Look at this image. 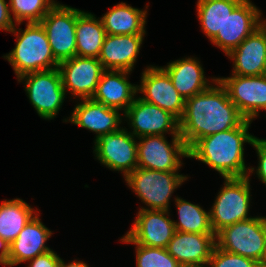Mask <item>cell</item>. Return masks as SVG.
<instances>
[{"mask_svg":"<svg viewBox=\"0 0 266 267\" xmlns=\"http://www.w3.org/2000/svg\"><path fill=\"white\" fill-rule=\"evenodd\" d=\"M216 246L262 263L266 249V217H252L220 230Z\"/></svg>","mask_w":266,"mask_h":267,"instance_id":"cell-6","label":"cell"},{"mask_svg":"<svg viewBox=\"0 0 266 267\" xmlns=\"http://www.w3.org/2000/svg\"><path fill=\"white\" fill-rule=\"evenodd\" d=\"M16 26L10 13L9 4L5 0H0V30L11 31Z\"/></svg>","mask_w":266,"mask_h":267,"instance_id":"cell-34","label":"cell"},{"mask_svg":"<svg viewBox=\"0 0 266 267\" xmlns=\"http://www.w3.org/2000/svg\"><path fill=\"white\" fill-rule=\"evenodd\" d=\"M227 56L234 61L231 75L260 76L266 74V21Z\"/></svg>","mask_w":266,"mask_h":267,"instance_id":"cell-18","label":"cell"},{"mask_svg":"<svg viewBox=\"0 0 266 267\" xmlns=\"http://www.w3.org/2000/svg\"><path fill=\"white\" fill-rule=\"evenodd\" d=\"M59 267H89L86 263L83 261H73L71 263L66 264L63 259H61Z\"/></svg>","mask_w":266,"mask_h":267,"instance_id":"cell-35","label":"cell"},{"mask_svg":"<svg viewBox=\"0 0 266 267\" xmlns=\"http://www.w3.org/2000/svg\"><path fill=\"white\" fill-rule=\"evenodd\" d=\"M10 11L17 25L24 20L27 23L40 22L57 3L54 0H9Z\"/></svg>","mask_w":266,"mask_h":267,"instance_id":"cell-29","label":"cell"},{"mask_svg":"<svg viewBox=\"0 0 266 267\" xmlns=\"http://www.w3.org/2000/svg\"><path fill=\"white\" fill-rule=\"evenodd\" d=\"M215 236L176 231L166 250L182 267H208Z\"/></svg>","mask_w":266,"mask_h":267,"instance_id":"cell-17","label":"cell"},{"mask_svg":"<svg viewBox=\"0 0 266 267\" xmlns=\"http://www.w3.org/2000/svg\"><path fill=\"white\" fill-rule=\"evenodd\" d=\"M17 35L15 48L4 55L12 65L17 79L25 74L58 68L45 29L40 22L26 23V29L13 28Z\"/></svg>","mask_w":266,"mask_h":267,"instance_id":"cell-3","label":"cell"},{"mask_svg":"<svg viewBox=\"0 0 266 267\" xmlns=\"http://www.w3.org/2000/svg\"><path fill=\"white\" fill-rule=\"evenodd\" d=\"M243 0H198L197 12L205 35L211 40L221 31L228 15Z\"/></svg>","mask_w":266,"mask_h":267,"instance_id":"cell-27","label":"cell"},{"mask_svg":"<svg viewBox=\"0 0 266 267\" xmlns=\"http://www.w3.org/2000/svg\"><path fill=\"white\" fill-rule=\"evenodd\" d=\"M147 11L119 3L100 19L106 34L110 35H145Z\"/></svg>","mask_w":266,"mask_h":267,"instance_id":"cell-24","label":"cell"},{"mask_svg":"<svg viewBox=\"0 0 266 267\" xmlns=\"http://www.w3.org/2000/svg\"><path fill=\"white\" fill-rule=\"evenodd\" d=\"M179 222L173 221L176 231L185 233L214 234L210 222V211L180 197L175 198Z\"/></svg>","mask_w":266,"mask_h":267,"instance_id":"cell-28","label":"cell"},{"mask_svg":"<svg viewBox=\"0 0 266 267\" xmlns=\"http://www.w3.org/2000/svg\"><path fill=\"white\" fill-rule=\"evenodd\" d=\"M119 111L121 110L105 106L92 98L82 99L80 103L76 104L69 120L65 119L64 122H71L95 132L97 134L95 140H97L104 134L121 129L119 125L122 122V116Z\"/></svg>","mask_w":266,"mask_h":267,"instance_id":"cell-19","label":"cell"},{"mask_svg":"<svg viewBox=\"0 0 266 267\" xmlns=\"http://www.w3.org/2000/svg\"><path fill=\"white\" fill-rule=\"evenodd\" d=\"M260 265H261V267H266V249H265V254H264V257H263V261H262V263Z\"/></svg>","mask_w":266,"mask_h":267,"instance_id":"cell-37","label":"cell"},{"mask_svg":"<svg viewBox=\"0 0 266 267\" xmlns=\"http://www.w3.org/2000/svg\"><path fill=\"white\" fill-rule=\"evenodd\" d=\"M34 211L19 198L3 201L0 204V243L7 248L35 216Z\"/></svg>","mask_w":266,"mask_h":267,"instance_id":"cell-26","label":"cell"},{"mask_svg":"<svg viewBox=\"0 0 266 267\" xmlns=\"http://www.w3.org/2000/svg\"><path fill=\"white\" fill-rule=\"evenodd\" d=\"M137 167L157 171H178L183 164L180 157H189L188 147L180 135H172L169 144L165 135L137 138Z\"/></svg>","mask_w":266,"mask_h":267,"instance_id":"cell-8","label":"cell"},{"mask_svg":"<svg viewBox=\"0 0 266 267\" xmlns=\"http://www.w3.org/2000/svg\"><path fill=\"white\" fill-rule=\"evenodd\" d=\"M261 14L250 0H243L232 14L228 15L222 30L218 31L210 41L228 55L260 27Z\"/></svg>","mask_w":266,"mask_h":267,"instance_id":"cell-15","label":"cell"},{"mask_svg":"<svg viewBox=\"0 0 266 267\" xmlns=\"http://www.w3.org/2000/svg\"><path fill=\"white\" fill-rule=\"evenodd\" d=\"M250 124L245 119L236 128L198 139L188 149V158L202 161L223 178L249 176L254 168H246L243 146L246 142L251 145L255 138L248 132Z\"/></svg>","mask_w":266,"mask_h":267,"instance_id":"cell-2","label":"cell"},{"mask_svg":"<svg viewBox=\"0 0 266 267\" xmlns=\"http://www.w3.org/2000/svg\"><path fill=\"white\" fill-rule=\"evenodd\" d=\"M186 179H188L187 176L177 171H157L140 167L125 177L128 186L147 205V208L141 207L140 209L167 211H169L172 193Z\"/></svg>","mask_w":266,"mask_h":267,"instance_id":"cell-4","label":"cell"},{"mask_svg":"<svg viewBox=\"0 0 266 267\" xmlns=\"http://www.w3.org/2000/svg\"><path fill=\"white\" fill-rule=\"evenodd\" d=\"M217 79L226 88L230 100L246 120L252 121L259 115L260 110H266V74L231 75Z\"/></svg>","mask_w":266,"mask_h":267,"instance_id":"cell-13","label":"cell"},{"mask_svg":"<svg viewBox=\"0 0 266 267\" xmlns=\"http://www.w3.org/2000/svg\"><path fill=\"white\" fill-rule=\"evenodd\" d=\"M120 241L136 245V267H182L166 248L138 245L126 235Z\"/></svg>","mask_w":266,"mask_h":267,"instance_id":"cell-30","label":"cell"},{"mask_svg":"<svg viewBox=\"0 0 266 267\" xmlns=\"http://www.w3.org/2000/svg\"><path fill=\"white\" fill-rule=\"evenodd\" d=\"M0 264L4 265V266H8L7 263V257H6V247L0 243Z\"/></svg>","mask_w":266,"mask_h":267,"instance_id":"cell-36","label":"cell"},{"mask_svg":"<svg viewBox=\"0 0 266 267\" xmlns=\"http://www.w3.org/2000/svg\"><path fill=\"white\" fill-rule=\"evenodd\" d=\"M128 74L125 70H104L92 99L125 112L134 102L138 86L128 81Z\"/></svg>","mask_w":266,"mask_h":267,"instance_id":"cell-22","label":"cell"},{"mask_svg":"<svg viewBox=\"0 0 266 267\" xmlns=\"http://www.w3.org/2000/svg\"><path fill=\"white\" fill-rule=\"evenodd\" d=\"M126 128L102 135L95 140L94 153L107 168L123 172L124 178L137 168V140Z\"/></svg>","mask_w":266,"mask_h":267,"instance_id":"cell-10","label":"cell"},{"mask_svg":"<svg viewBox=\"0 0 266 267\" xmlns=\"http://www.w3.org/2000/svg\"><path fill=\"white\" fill-rule=\"evenodd\" d=\"M169 216L167 210L140 209L134 225L125 235L138 245L166 248L176 232Z\"/></svg>","mask_w":266,"mask_h":267,"instance_id":"cell-16","label":"cell"},{"mask_svg":"<svg viewBox=\"0 0 266 267\" xmlns=\"http://www.w3.org/2000/svg\"><path fill=\"white\" fill-rule=\"evenodd\" d=\"M101 19L77 9L76 55L98 58L106 37Z\"/></svg>","mask_w":266,"mask_h":267,"instance_id":"cell-25","label":"cell"},{"mask_svg":"<svg viewBox=\"0 0 266 267\" xmlns=\"http://www.w3.org/2000/svg\"><path fill=\"white\" fill-rule=\"evenodd\" d=\"M251 145L256 149L259 159L256 175L266 185V139L255 137Z\"/></svg>","mask_w":266,"mask_h":267,"instance_id":"cell-32","label":"cell"},{"mask_svg":"<svg viewBox=\"0 0 266 267\" xmlns=\"http://www.w3.org/2000/svg\"><path fill=\"white\" fill-rule=\"evenodd\" d=\"M58 70L65 92H71L80 100L92 98L104 71L98 58L77 55L60 62Z\"/></svg>","mask_w":266,"mask_h":267,"instance_id":"cell-14","label":"cell"},{"mask_svg":"<svg viewBox=\"0 0 266 267\" xmlns=\"http://www.w3.org/2000/svg\"><path fill=\"white\" fill-rule=\"evenodd\" d=\"M23 80L30 103L40 118L54 119L66 95L58 68L31 72L18 78L19 83Z\"/></svg>","mask_w":266,"mask_h":267,"instance_id":"cell-7","label":"cell"},{"mask_svg":"<svg viewBox=\"0 0 266 267\" xmlns=\"http://www.w3.org/2000/svg\"><path fill=\"white\" fill-rule=\"evenodd\" d=\"M61 258L53 250L36 256L29 260L28 267H59Z\"/></svg>","mask_w":266,"mask_h":267,"instance_id":"cell-33","label":"cell"},{"mask_svg":"<svg viewBox=\"0 0 266 267\" xmlns=\"http://www.w3.org/2000/svg\"><path fill=\"white\" fill-rule=\"evenodd\" d=\"M210 265V266H209ZM209 267H261L260 263L248 257H243L239 254L224 251L214 246Z\"/></svg>","mask_w":266,"mask_h":267,"instance_id":"cell-31","label":"cell"},{"mask_svg":"<svg viewBox=\"0 0 266 267\" xmlns=\"http://www.w3.org/2000/svg\"><path fill=\"white\" fill-rule=\"evenodd\" d=\"M144 35L107 34L98 60L104 70H125L131 72L140 52Z\"/></svg>","mask_w":266,"mask_h":267,"instance_id":"cell-21","label":"cell"},{"mask_svg":"<svg viewBox=\"0 0 266 267\" xmlns=\"http://www.w3.org/2000/svg\"><path fill=\"white\" fill-rule=\"evenodd\" d=\"M170 77L178 93L185 99L207 90L208 79L204 76L202 65L196 58H183L161 67Z\"/></svg>","mask_w":266,"mask_h":267,"instance_id":"cell-23","label":"cell"},{"mask_svg":"<svg viewBox=\"0 0 266 267\" xmlns=\"http://www.w3.org/2000/svg\"><path fill=\"white\" fill-rule=\"evenodd\" d=\"M132 128L131 134L136 138L151 135H164L170 131L171 135H180L179 120L171 113L157 105L148 103L140 97L124 112Z\"/></svg>","mask_w":266,"mask_h":267,"instance_id":"cell-11","label":"cell"},{"mask_svg":"<svg viewBox=\"0 0 266 267\" xmlns=\"http://www.w3.org/2000/svg\"><path fill=\"white\" fill-rule=\"evenodd\" d=\"M250 176L224 178L210 211V222L216 235L223 228L250 219Z\"/></svg>","mask_w":266,"mask_h":267,"instance_id":"cell-5","label":"cell"},{"mask_svg":"<svg viewBox=\"0 0 266 267\" xmlns=\"http://www.w3.org/2000/svg\"><path fill=\"white\" fill-rule=\"evenodd\" d=\"M211 80L214 86L185 99L179 129L188 149L198 139L236 128L245 120L230 100L226 88L217 78Z\"/></svg>","mask_w":266,"mask_h":267,"instance_id":"cell-1","label":"cell"},{"mask_svg":"<svg viewBox=\"0 0 266 267\" xmlns=\"http://www.w3.org/2000/svg\"><path fill=\"white\" fill-rule=\"evenodd\" d=\"M76 22L77 9L58 2L40 21L59 63L76 55Z\"/></svg>","mask_w":266,"mask_h":267,"instance_id":"cell-9","label":"cell"},{"mask_svg":"<svg viewBox=\"0 0 266 267\" xmlns=\"http://www.w3.org/2000/svg\"><path fill=\"white\" fill-rule=\"evenodd\" d=\"M137 93H144L141 99L159 106L178 120L181 119L185 108V98L178 93L169 75L161 67L148 66L143 71L141 83L137 86Z\"/></svg>","mask_w":266,"mask_h":267,"instance_id":"cell-12","label":"cell"},{"mask_svg":"<svg viewBox=\"0 0 266 267\" xmlns=\"http://www.w3.org/2000/svg\"><path fill=\"white\" fill-rule=\"evenodd\" d=\"M51 235L52 231L43 225L39 215L36 214L6 248L8 266L12 267L29 261L52 250L45 245Z\"/></svg>","mask_w":266,"mask_h":267,"instance_id":"cell-20","label":"cell"}]
</instances>
